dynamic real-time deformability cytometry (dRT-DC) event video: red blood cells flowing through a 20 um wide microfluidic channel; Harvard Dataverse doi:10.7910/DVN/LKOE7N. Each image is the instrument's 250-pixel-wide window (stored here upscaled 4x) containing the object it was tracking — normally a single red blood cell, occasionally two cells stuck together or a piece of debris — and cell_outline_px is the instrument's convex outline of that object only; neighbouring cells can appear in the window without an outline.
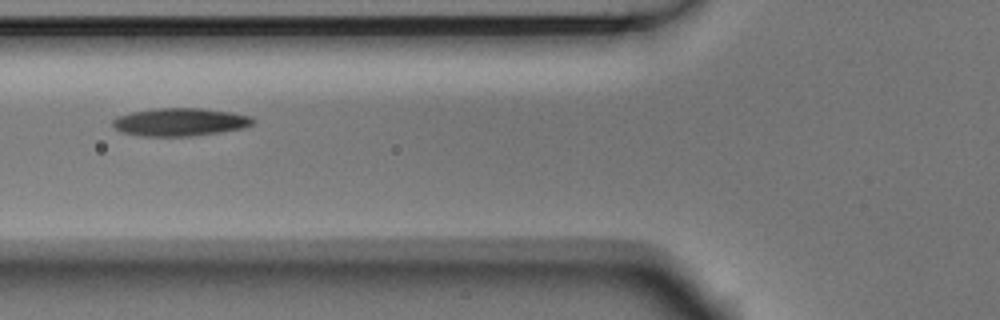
{"species": "Egyptian fruit bat (a non-hibernating species)", "species_latin": "Rousettus aegyptiacus", "temperature_condition": "room temperature", "stored_images_in_passage": 2, "camera_frame_rate_fps": 3000, "um_per_image_px": 0.085, "animal": {"sex": "male"}, "frame": {"image": 1, "passage_image": 2, "time_ms": 0.333, "image_size_px": [1000, 320], "cell_outline_px": [[252, 124], [244, 128], [220, 132], [188, 136], [140, 136], [120, 132], [112, 124], [112, 120], [116, 116], [132, 112], [156, 108], [200, 108], [232, 112], [252, 116]], "centroid_in_image_um": [15.27, 10.37], "position_along_channel_um": 110.5, "area_um2": 22.83}}